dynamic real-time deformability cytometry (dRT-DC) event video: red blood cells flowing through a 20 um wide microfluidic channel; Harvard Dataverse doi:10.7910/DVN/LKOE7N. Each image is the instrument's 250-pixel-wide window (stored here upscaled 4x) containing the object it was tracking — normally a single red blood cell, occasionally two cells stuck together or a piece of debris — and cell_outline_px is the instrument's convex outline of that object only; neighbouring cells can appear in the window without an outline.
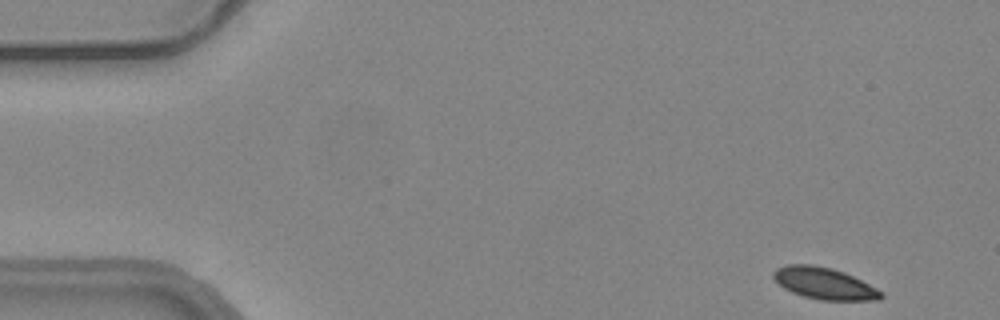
{"species": "common noctule bat (a hibernating species)", "species_latin": "Nyctalus noctula", "temperature_condition": "warm", "stored_images_in_passage": 7, "camera_frame_rate_fps": 3000, "um_per_image_px": 0.085, "animal": {"sex": "female", "body_mass_g": 24.6, "forearm_length_mm": 56.2}, "frame": {"image": 1, "passage_image": 2, "time_ms": 0.333, "image_size_px": [1000, 320], "cell_outline_px": [[884, 296], [880, 300], [820, 300], [804, 296], [792, 292], [784, 288], [772, 276], [772, 272], [776, 268], [788, 264], [812, 264], [832, 268], [844, 272], [884, 292]], "centroid_in_image_um": [70.06, 24.08], "position_along_channel_um": 14.9, "area_um2": 19.83}}